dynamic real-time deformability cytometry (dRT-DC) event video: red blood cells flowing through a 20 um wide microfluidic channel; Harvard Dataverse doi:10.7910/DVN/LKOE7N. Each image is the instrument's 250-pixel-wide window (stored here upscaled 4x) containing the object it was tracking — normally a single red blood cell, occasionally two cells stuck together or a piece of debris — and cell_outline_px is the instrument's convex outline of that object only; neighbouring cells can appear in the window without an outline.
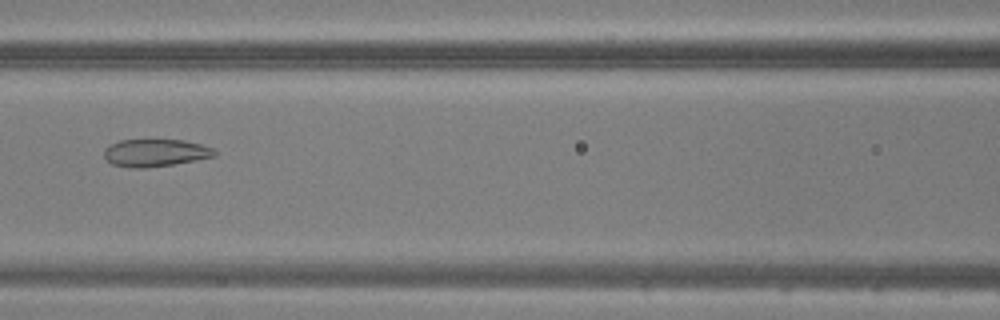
{"species": "common noctule bat (a hibernating species)", "species_latin": "Nyctalus noctula", "temperature_condition": "warm", "stored_images_in_passage": 48, "camera_frame_rate_fps": 3000, "um_per_image_px": 0.085, "animal": {"sex": "male", "body_mass_g": 20.5, "forearm_length_mm": 52.5}, "frame": {"image": 1, "passage_image": 22, "time_ms": 7.0, "image_size_px": [1000, 320], "cell_outline_px": [[216, 156], [196, 160], [172, 164], [144, 168], [128, 168], [112, 164], [104, 156], [104, 148], [120, 140], [184, 140], [200, 144], [212, 148], [216, 152]], "centroid_in_image_um": [13.19, 12.99], "position_along_channel_um": 153.4, "area_um2": 17.57}}
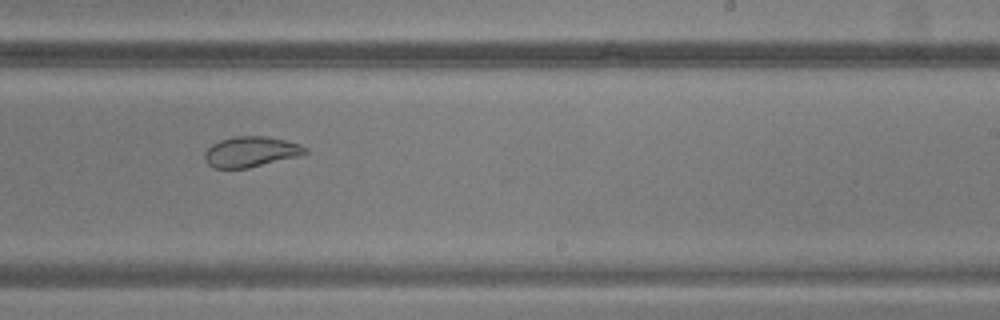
{"frame": {"image": 2, "passage_image": 30, "time_ms": 9.667, "image_size_px": [1000, 320], "cell_outline_px": [[308, 152], [300, 156], [248, 168], [212, 168], [208, 164], [204, 156], [204, 152], [212, 144], [220, 140], [232, 136], [264, 136], [284, 140], [300, 144], [308, 148]], "centroid_in_image_um": [21.33, 12.9], "position_along_channel_um": 267.7, "area_um2": 17.92}}
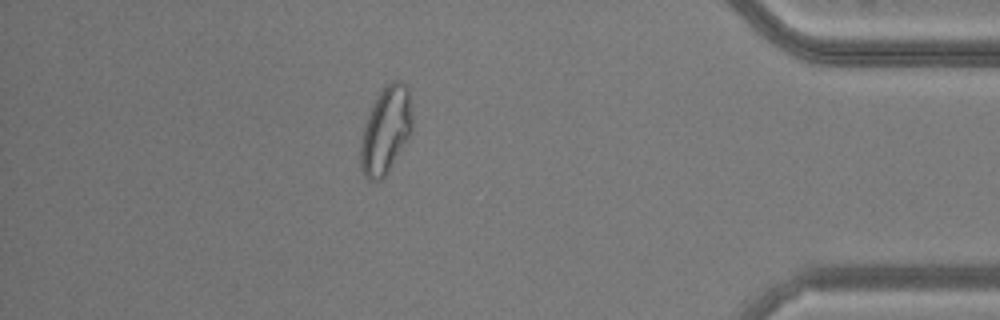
{"frame": {"image": 3, "passage_image": 42, "time_ms": 13.667, "image_size_px": [1000, 320], "cell_outline_px": [[412, 132], [388, 172], [380, 180], [368, 180], [364, 176], [360, 168], [360, 144], [364, 128], [372, 104], [384, 84], [392, 80], [400, 80], [408, 84], [412, 104]], "centroid_in_image_um": [32.82, 11.02], "position_along_channel_um": 402.4, "area_um2": 26.65}}